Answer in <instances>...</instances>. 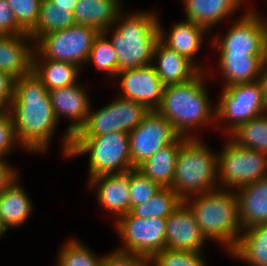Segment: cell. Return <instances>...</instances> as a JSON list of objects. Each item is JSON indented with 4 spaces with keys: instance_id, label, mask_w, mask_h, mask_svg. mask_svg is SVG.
Instances as JSON below:
<instances>
[{
    "instance_id": "obj_1",
    "label": "cell",
    "mask_w": 267,
    "mask_h": 266,
    "mask_svg": "<svg viewBox=\"0 0 267 266\" xmlns=\"http://www.w3.org/2000/svg\"><path fill=\"white\" fill-rule=\"evenodd\" d=\"M9 112L21 148L31 154L46 153L59 122L48 90L33 70L15 79Z\"/></svg>"
},
{
    "instance_id": "obj_2",
    "label": "cell",
    "mask_w": 267,
    "mask_h": 266,
    "mask_svg": "<svg viewBox=\"0 0 267 266\" xmlns=\"http://www.w3.org/2000/svg\"><path fill=\"white\" fill-rule=\"evenodd\" d=\"M208 75V71H200L185 83L164 86L157 111L171 123L179 136L200 138L196 132L203 127L216 129V105L206 89Z\"/></svg>"
},
{
    "instance_id": "obj_3",
    "label": "cell",
    "mask_w": 267,
    "mask_h": 266,
    "mask_svg": "<svg viewBox=\"0 0 267 266\" xmlns=\"http://www.w3.org/2000/svg\"><path fill=\"white\" fill-rule=\"evenodd\" d=\"M123 8L114 26L102 33L109 39L118 58V73L153 63L159 41V15L152 11H130Z\"/></svg>"
},
{
    "instance_id": "obj_4",
    "label": "cell",
    "mask_w": 267,
    "mask_h": 266,
    "mask_svg": "<svg viewBox=\"0 0 267 266\" xmlns=\"http://www.w3.org/2000/svg\"><path fill=\"white\" fill-rule=\"evenodd\" d=\"M183 202L207 241L219 243L229 254L243 231L235 191L218 188L187 197Z\"/></svg>"
},
{
    "instance_id": "obj_5",
    "label": "cell",
    "mask_w": 267,
    "mask_h": 266,
    "mask_svg": "<svg viewBox=\"0 0 267 266\" xmlns=\"http://www.w3.org/2000/svg\"><path fill=\"white\" fill-rule=\"evenodd\" d=\"M182 200L216 190L218 182V153L201 138L187 139L176 159L175 176L170 187Z\"/></svg>"
},
{
    "instance_id": "obj_6",
    "label": "cell",
    "mask_w": 267,
    "mask_h": 266,
    "mask_svg": "<svg viewBox=\"0 0 267 266\" xmlns=\"http://www.w3.org/2000/svg\"><path fill=\"white\" fill-rule=\"evenodd\" d=\"M88 156V180L98 175L125 173L131 163L129 133L114 132L95 137H73L68 159Z\"/></svg>"
},
{
    "instance_id": "obj_7",
    "label": "cell",
    "mask_w": 267,
    "mask_h": 266,
    "mask_svg": "<svg viewBox=\"0 0 267 266\" xmlns=\"http://www.w3.org/2000/svg\"><path fill=\"white\" fill-rule=\"evenodd\" d=\"M221 89L219 100L215 104L216 129L224 131L227 136L240 124L267 112L260 80L234 84Z\"/></svg>"
},
{
    "instance_id": "obj_8",
    "label": "cell",
    "mask_w": 267,
    "mask_h": 266,
    "mask_svg": "<svg viewBox=\"0 0 267 266\" xmlns=\"http://www.w3.org/2000/svg\"><path fill=\"white\" fill-rule=\"evenodd\" d=\"M99 33L94 27L75 24L43 35L34 43L33 59L68 62L83 69Z\"/></svg>"
},
{
    "instance_id": "obj_9",
    "label": "cell",
    "mask_w": 267,
    "mask_h": 266,
    "mask_svg": "<svg viewBox=\"0 0 267 266\" xmlns=\"http://www.w3.org/2000/svg\"><path fill=\"white\" fill-rule=\"evenodd\" d=\"M218 152L219 187L235 190L267 177V155L236 145L228 136Z\"/></svg>"
},
{
    "instance_id": "obj_10",
    "label": "cell",
    "mask_w": 267,
    "mask_h": 266,
    "mask_svg": "<svg viewBox=\"0 0 267 266\" xmlns=\"http://www.w3.org/2000/svg\"><path fill=\"white\" fill-rule=\"evenodd\" d=\"M246 10L224 35L211 34L208 41L211 48L218 49L219 53L267 55V19L254 8Z\"/></svg>"
},
{
    "instance_id": "obj_11",
    "label": "cell",
    "mask_w": 267,
    "mask_h": 266,
    "mask_svg": "<svg viewBox=\"0 0 267 266\" xmlns=\"http://www.w3.org/2000/svg\"><path fill=\"white\" fill-rule=\"evenodd\" d=\"M150 110L143 104L119 96L99 109H90L84 126L74 137H95L108 133H130Z\"/></svg>"
},
{
    "instance_id": "obj_12",
    "label": "cell",
    "mask_w": 267,
    "mask_h": 266,
    "mask_svg": "<svg viewBox=\"0 0 267 266\" xmlns=\"http://www.w3.org/2000/svg\"><path fill=\"white\" fill-rule=\"evenodd\" d=\"M113 224L122 242L118 248H115L120 252L150 259L166 248V218L143 219L128 213L120 216Z\"/></svg>"
},
{
    "instance_id": "obj_13",
    "label": "cell",
    "mask_w": 267,
    "mask_h": 266,
    "mask_svg": "<svg viewBox=\"0 0 267 266\" xmlns=\"http://www.w3.org/2000/svg\"><path fill=\"white\" fill-rule=\"evenodd\" d=\"M48 93L58 122L63 119L62 117L71 121L61 138L60 150L63 158L66 159L71 150L72 139L84 126L93 103L87 88L79 82L68 87L50 90Z\"/></svg>"
},
{
    "instance_id": "obj_14",
    "label": "cell",
    "mask_w": 267,
    "mask_h": 266,
    "mask_svg": "<svg viewBox=\"0 0 267 266\" xmlns=\"http://www.w3.org/2000/svg\"><path fill=\"white\" fill-rule=\"evenodd\" d=\"M179 135L157 110H151L129 133L131 163L138 168L158 150L172 144Z\"/></svg>"
},
{
    "instance_id": "obj_15",
    "label": "cell",
    "mask_w": 267,
    "mask_h": 266,
    "mask_svg": "<svg viewBox=\"0 0 267 266\" xmlns=\"http://www.w3.org/2000/svg\"><path fill=\"white\" fill-rule=\"evenodd\" d=\"M117 80L119 97L143 104L150 111L160 107L164 85L153 64L121 71L116 75Z\"/></svg>"
},
{
    "instance_id": "obj_16",
    "label": "cell",
    "mask_w": 267,
    "mask_h": 266,
    "mask_svg": "<svg viewBox=\"0 0 267 266\" xmlns=\"http://www.w3.org/2000/svg\"><path fill=\"white\" fill-rule=\"evenodd\" d=\"M88 190L94 191L102 210L112 213L116 221L130 211L129 171L125 173L103 174L90 178Z\"/></svg>"
},
{
    "instance_id": "obj_17",
    "label": "cell",
    "mask_w": 267,
    "mask_h": 266,
    "mask_svg": "<svg viewBox=\"0 0 267 266\" xmlns=\"http://www.w3.org/2000/svg\"><path fill=\"white\" fill-rule=\"evenodd\" d=\"M166 248L192 252L204 251L208 242L201 233L191 210L182 201L181 204L166 218Z\"/></svg>"
},
{
    "instance_id": "obj_18",
    "label": "cell",
    "mask_w": 267,
    "mask_h": 266,
    "mask_svg": "<svg viewBox=\"0 0 267 266\" xmlns=\"http://www.w3.org/2000/svg\"><path fill=\"white\" fill-rule=\"evenodd\" d=\"M159 40L172 50L190 60L200 71H210L209 69L198 64L194 60L201 47L208 30L194 22L182 20L175 22L169 32L166 34L162 22H158ZM197 63V64H196Z\"/></svg>"
},
{
    "instance_id": "obj_19",
    "label": "cell",
    "mask_w": 267,
    "mask_h": 266,
    "mask_svg": "<svg viewBox=\"0 0 267 266\" xmlns=\"http://www.w3.org/2000/svg\"><path fill=\"white\" fill-rule=\"evenodd\" d=\"M34 41L27 34L0 36V70L19 78L32 71Z\"/></svg>"
},
{
    "instance_id": "obj_20",
    "label": "cell",
    "mask_w": 267,
    "mask_h": 266,
    "mask_svg": "<svg viewBox=\"0 0 267 266\" xmlns=\"http://www.w3.org/2000/svg\"><path fill=\"white\" fill-rule=\"evenodd\" d=\"M242 229L267 223V177L234 190Z\"/></svg>"
},
{
    "instance_id": "obj_21",
    "label": "cell",
    "mask_w": 267,
    "mask_h": 266,
    "mask_svg": "<svg viewBox=\"0 0 267 266\" xmlns=\"http://www.w3.org/2000/svg\"><path fill=\"white\" fill-rule=\"evenodd\" d=\"M152 64L164 86L185 83L200 72L190 60L170 49L160 40L155 46Z\"/></svg>"
},
{
    "instance_id": "obj_22",
    "label": "cell",
    "mask_w": 267,
    "mask_h": 266,
    "mask_svg": "<svg viewBox=\"0 0 267 266\" xmlns=\"http://www.w3.org/2000/svg\"><path fill=\"white\" fill-rule=\"evenodd\" d=\"M185 20L210 30L244 7L245 0H182Z\"/></svg>"
},
{
    "instance_id": "obj_23",
    "label": "cell",
    "mask_w": 267,
    "mask_h": 266,
    "mask_svg": "<svg viewBox=\"0 0 267 266\" xmlns=\"http://www.w3.org/2000/svg\"><path fill=\"white\" fill-rule=\"evenodd\" d=\"M217 68L223 78V87L260 79L261 67L267 55L245 53H218Z\"/></svg>"
},
{
    "instance_id": "obj_24",
    "label": "cell",
    "mask_w": 267,
    "mask_h": 266,
    "mask_svg": "<svg viewBox=\"0 0 267 266\" xmlns=\"http://www.w3.org/2000/svg\"><path fill=\"white\" fill-rule=\"evenodd\" d=\"M122 0H78L73 17L76 25L96 28L100 33L114 26L125 5Z\"/></svg>"
},
{
    "instance_id": "obj_25",
    "label": "cell",
    "mask_w": 267,
    "mask_h": 266,
    "mask_svg": "<svg viewBox=\"0 0 267 266\" xmlns=\"http://www.w3.org/2000/svg\"><path fill=\"white\" fill-rule=\"evenodd\" d=\"M19 180L20 176L4 190L0 202V221L7 231L25 224L33 211L32 199Z\"/></svg>"
},
{
    "instance_id": "obj_26",
    "label": "cell",
    "mask_w": 267,
    "mask_h": 266,
    "mask_svg": "<svg viewBox=\"0 0 267 266\" xmlns=\"http://www.w3.org/2000/svg\"><path fill=\"white\" fill-rule=\"evenodd\" d=\"M187 139L179 136L172 144L158 150L137 169L161 188H170L175 176L177 155Z\"/></svg>"
},
{
    "instance_id": "obj_27",
    "label": "cell",
    "mask_w": 267,
    "mask_h": 266,
    "mask_svg": "<svg viewBox=\"0 0 267 266\" xmlns=\"http://www.w3.org/2000/svg\"><path fill=\"white\" fill-rule=\"evenodd\" d=\"M229 254L249 266H267V223L243 230Z\"/></svg>"
},
{
    "instance_id": "obj_28",
    "label": "cell",
    "mask_w": 267,
    "mask_h": 266,
    "mask_svg": "<svg viewBox=\"0 0 267 266\" xmlns=\"http://www.w3.org/2000/svg\"><path fill=\"white\" fill-rule=\"evenodd\" d=\"M32 70L50 91L78 83L82 69L68 62L33 59Z\"/></svg>"
},
{
    "instance_id": "obj_29",
    "label": "cell",
    "mask_w": 267,
    "mask_h": 266,
    "mask_svg": "<svg viewBox=\"0 0 267 266\" xmlns=\"http://www.w3.org/2000/svg\"><path fill=\"white\" fill-rule=\"evenodd\" d=\"M228 137L238 146L267 155V112L240 124Z\"/></svg>"
},
{
    "instance_id": "obj_30",
    "label": "cell",
    "mask_w": 267,
    "mask_h": 266,
    "mask_svg": "<svg viewBox=\"0 0 267 266\" xmlns=\"http://www.w3.org/2000/svg\"><path fill=\"white\" fill-rule=\"evenodd\" d=\"M75 25L73 13L54 8L49 0H42L36 26L28 33L34 43L43 35L70 28Z\"/></svg>"
},
{
    "instance_id": "obj_31",
    "label": "cell",
    "mask_w": 267,
    "mask_h": 266,
    "mask_svg": "<svg viewBox=\"0 0 267 266\" xmlns=\"http://www.w3.org/2000/svg\"><path fill=\"white\" fill-rule=\"evenodd\" d=\"M182 201L171 188H160L147 202L133 206L129 213L143 219L168 218Z\"/></svg>"
},
{
    "instance_id": "obj_32",
    "label": "cell",
    "mask_w": 267,
    "mask_h": 266,
    "mask_svg": "<svg viewBox=\"0 0 267 266\" xmlns=\"http://www.w3.org/2000/svg\"><path fill=\"white\" fill-rule=\"evenodd\" d=\"M59 250L56 266H102L104 254H95L77 238H69Z\"/></svg>"
},
{
    "instance_id": "obj_33",
    "label": "cell",
    "mask_w": 267,
    "mask_h": 266,
    "mask_svg": "<svg viewBox=\"0 0 267 266\" xmlns=\"http://www.w3.org/2000/svg\"><path fill=\"white\" fill-rule=\"evenodd\" d=\"M93 64L94 67L105 74L109 79H115L118 73V58L116 51L109 39L101 32L95 38L86 65Z\"/></svg>"
},
{
    "instance_id": "obj_34",
    "label": "cell",
    "mask_w": 267,
    "mask_h": 266,
    "mask_svg": "<svg viewBox=\"0 0 267 266\" xmlns=\"http://www.w3.org/2000/svg\"><path fill=\"white\" fill-rule=\"evenodd\" d=\"M203 254V252L165 248L154 254L149 262L150 266H208Z\"/></svg>"
},
{
    "instance_id": "obj_35",
    "label": "cell",
    "mask_w": 267,
    "mask_h": 266,
    "mask_svg": "<svg viewBox=\"0 0 267 266\" xmlns=\"http://www.w3.org/2000/svg\"><path fill=\"white\" fill-rule=\"evenodd\" d=\"M160 188L137 168L129 170L130 209L147 202Z\"/></svg>"
},
{
    "instance_id": "obj_36",
    "label": "cell",
    "mask_w": 267,
    "mask_h": 266,
    "mask_svg": "<svg viewBox=\"0 0 267 266\" xmlns=\"http://www.w3.org/2000/svg\"><path fill=\"white\" fill-rule=\"evenodd\" d=\"M42 0H7L18 24L29 33L37 24Z\"/></svg>"
},
{
    "instance_id": "obj_37",
    "label": "cell",
    "mask_w": 267,
    "mask_h": 266,
    "mask_svg": "<svg viewBox=\"0 0 267 266\" xmlns=\"http://www.w3.org/2000/svg\"><path fill=\"white\" fill-rule=\"evenodd\" d=\"M20 146L15 136L10 112L0 114V159L7 160L10 152Z\"/></svg>"
},
{
    "instance_id": "obj_38",
    "label": "cell",
    "mask_w": 267,
    "mask_h": 266,
    "mask_svg": "<svg viewBox=\"0 0 267 266\" xmlns=\"http://www.w3.org/2000/svg\"><path fill=\"white\" fill-rule=\"evenodd\" d=\"M111 251L107 254L104 253L102 266H150L147 257L120 252L116 249Z\"/></svg>"
},
{
    "instance_id": "obj_39",
    "label": "cell",
    "mask_w": 267,
    "mask_h": 266,
    "mask_svg": "<svg viewBox=\"0 0 267 266\" xmlns=\"http://www.w3.org/2000/svg\"><path fill=\"white\" fill-rule=\"evenodd\" d=\"M23 34H27V32L18 24L7 0H0V36Z\"/></svg>"
},
{
    "instance_id": "obj_40",
    "label": "cell",
    "mask_w": 267,
    "mask_h": 266,
    "mask_svg": "<svg viewBox=\"0 0 267 266\" xmlns=\"http://www.w3.org/2000/svg\"><path fill=\"white\" fill-rule=\"evenodd\" d=\"M14 82L15 78L9 73L0 70V114L10 111Z\"/></svg>"
},
{
    "instance_id": "obj_41",
    "label": "cell",
    "mask_w": 267,
    "mask_h": 266,
    "mask_svg": "<svg viewBox=\"0 0 267 266\" xmlns=\"http://www.w3.org/2000/svg\"><path fill=\"white\" fill-rule=\"evenodd\" d=\"M7 161L0 159V191H4L18 176H21L19 169Z\"/></svg>"
},
{
    "instance_id": "obj_42",
    "label": "cell",
    "mask_w": 267,
    "mask_h": 266,
    "mask_svg": "<svg viewBox=\"0 0 267 266\" xmlns=\"http://www.w3.org/2000/svg\"><path fill=\"white\" fill-rule=\"evenodd\" d=\"M53 7L56 8H61V9H66L69 12H74L75 6L78 2V0H49Z\"/></svg>"
},
{
    "instance_id": "obj_43",
    "label": "cell",
    "mask_w": 267,
    "mask_h": 266,
    "mask_svg": "<svg viewBox=\"0 0 267 266\" xmlns=\"http://www.w3.org/2000/svg\"><path fill=\"white\" fill-rule=\"evenodd\" d=\"M259 80L263 88V97L265 99V104L267 105V57L263 61Z\"/></svg>"
},
{
    "instance_id": "obj_44",
    "label": "cell",
    "mask_w": 267,
    "mask_h": 266,
    "mask_svg": "<svg viewBox=\"0 0 267 266\" xmlns=\"http://www.w3.org/2000/svg\"><path fill=\"white\" fill-rule=\"evenodd\" d=\"M6 229L3 227L1 221H0V238L3 237L4 234H6Z\"/></svg>"
},
{
    "instance_id": "obj_45",
    "label": "cell",
    "mask_w": 267,
    "mask_h": 266,
    "mask_svg": "<svg viewBox=\"0 0 267 266\" xmlns=\"http://www.w3.org/2000/svg\"><path fill=\"white\" fill-rule=\"evenodd\" d=\"M4 191H0V202Z\"/></svg>"
}]
</instances>
